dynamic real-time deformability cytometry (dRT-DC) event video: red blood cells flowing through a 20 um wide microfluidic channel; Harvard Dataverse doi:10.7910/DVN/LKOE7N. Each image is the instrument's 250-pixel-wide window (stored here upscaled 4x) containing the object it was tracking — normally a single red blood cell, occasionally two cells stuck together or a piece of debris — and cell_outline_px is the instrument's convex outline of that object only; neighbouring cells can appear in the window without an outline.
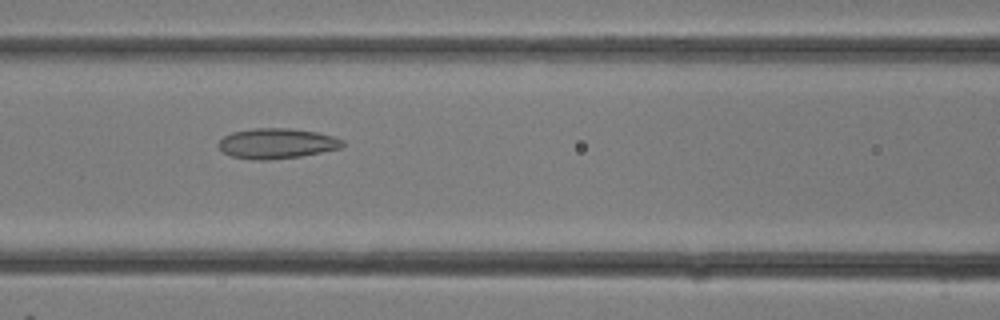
{"species": "common noctule bat (a hibernating species)", "species_latin": "Nyctalus noctula", "temperature_condition": "room temperature", "stored_images_in_passage": 17, "camera_frame_rate_fps": 3000, "um_per_image_px": 0.085, "animal": {"sex": "female"}, "frame": {"image": 1, "passage_image": 12, "time_ms": 3.667, "image_size_px": [1000, 320], "cell_outline_px": [[344, 144], [340, 148], [300, 156], [272, 160], [252, 160], [232, 156], [224, 152], [216, 144], [224, 136], [232, 132], [252, 128], [292, 128], [316, 132], [332, 136], [344, 140]], "centroid_in_image_um": [23.5, 12.19], "position_along_channel_um": 143.1, "area_um2": 21.91}}
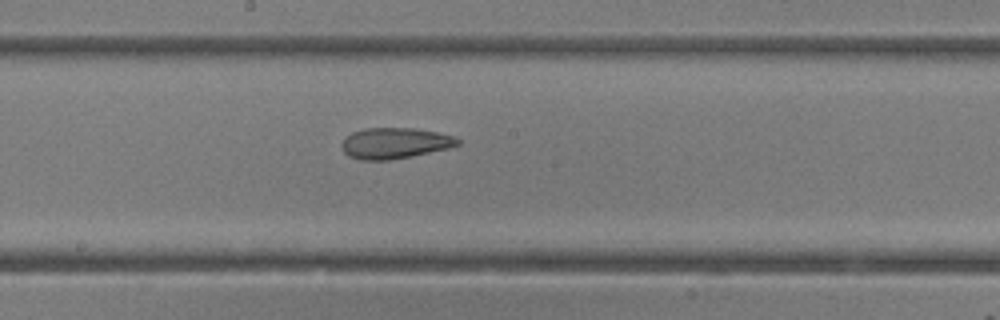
{"frame": {"image": 2, "passage_image": 15, "time_ms": 4.667, "image_size_px": [1000, 320], "cell_outline_px": [[460, 144], [448, 148], [412, 156], [388, 160], [360, 160], [348, 156], [344, 152], [340, 144], [344, 136], [352, 132], [364, 128], [416, 128], [456, 136], [460, 140]], "centroid_in_image_um": [33.52, 12.16], "position_along_channel_um": 214.7, "area_um2": 21.1}}
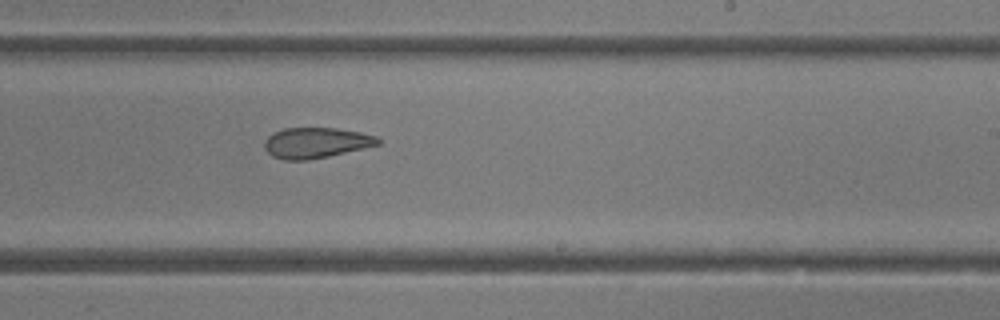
{"frame": {"image": 3, "passage_image": 17, "time_ms": 5.333, "image_size_px": [1000, 320], "cell_outline_px": [[380, 144], [364, 148], [328, 156], [308, 160], [284, 160], [272, 156], [264, 148], [264, 140], [272, 132], [284, 128], [336, 128], [360, 132], [376, 136], [380, 140]], "centroid_in_image_um": [26.82, 12.13], "position_along_channel_um": 262.2, "area_um2": 20.23}}